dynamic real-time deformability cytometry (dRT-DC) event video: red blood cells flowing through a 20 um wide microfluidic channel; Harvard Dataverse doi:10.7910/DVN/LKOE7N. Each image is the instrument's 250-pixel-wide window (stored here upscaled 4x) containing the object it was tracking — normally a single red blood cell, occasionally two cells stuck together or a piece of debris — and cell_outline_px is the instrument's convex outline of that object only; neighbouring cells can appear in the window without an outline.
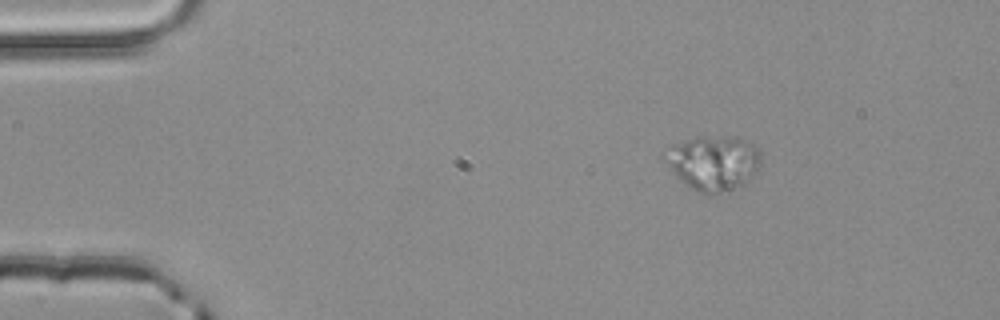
{"species": "common noctule bat (a hibernating species)", "species_latin": "Nyctalus noctula", "temperature_condition": "room temperature", "stored_images_in_passage": 3, "camera_frame_rate_fps": 3000, "um_per_image_px": 0.085, "animal": {"sex": "male", "body_mass_g": 20.4}, "frame": {"image": 1, "passage_image": 1, "time_ms": 0.0, "image_size_px": [1000, 320], "cell_outline_px": [[760, 164], [752, 180], [720, 192], [700, 192], [684, 184], [676, 176], [660, 156], [660, 152], [672, 144], [696, 136], [740, 136], [748, 140], [760, 148]], "centroid_in_image_um": [60.61, 13.77], "position_along_channel_um": 24.4, "area_um2": 31.21}}
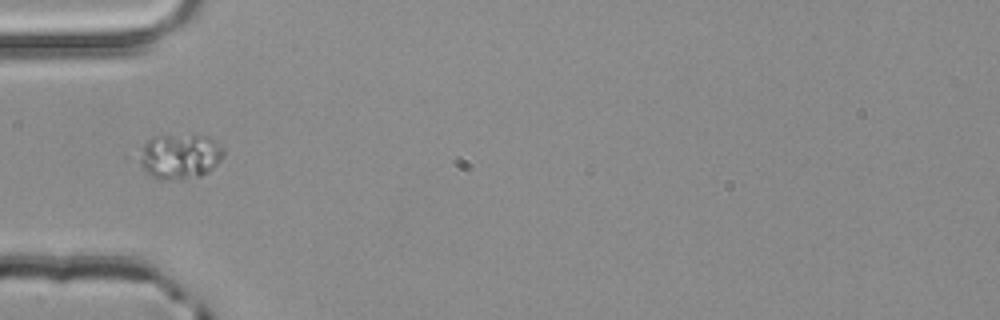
{"frame": {"image": 2, "passage_image": 3, "time_ms": 0.667, "image_size_px": [1000, 320], "cell_outline_px": [[224, 156], [208, 172], [200, 176], [180, 180], [156, 180], [124, 156], [152, 136], [192, 132], [208, 136], [224, 148]], "centroid_in_image_um": [15.04, 13.25], "position_along_channel_um": 70.0, "area_um2": 24.62}}